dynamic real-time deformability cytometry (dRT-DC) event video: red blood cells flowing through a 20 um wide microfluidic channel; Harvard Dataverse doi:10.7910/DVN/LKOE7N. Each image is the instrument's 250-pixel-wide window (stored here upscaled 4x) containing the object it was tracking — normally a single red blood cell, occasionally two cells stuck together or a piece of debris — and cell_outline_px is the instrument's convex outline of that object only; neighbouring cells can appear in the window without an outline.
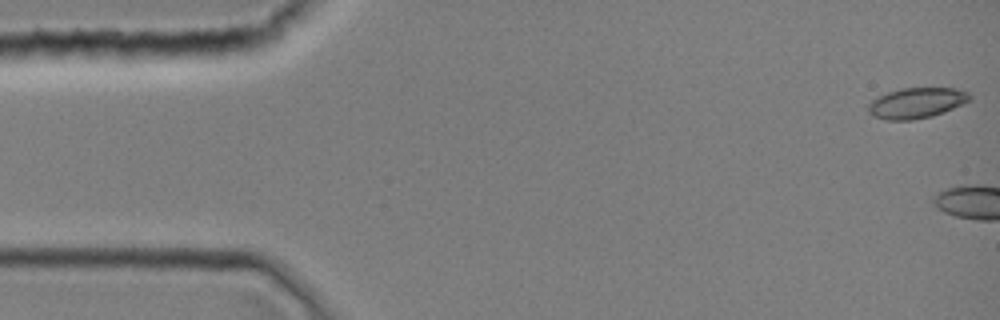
{"species": "common noctule bat (a hibernating species)", "species_latin": "Nyctalus noctula", "temperature_condition": "room temperature", "stored_images_in_passage": 4, "camera_frame_rate_fps": 3000, "um_per_image_px": 0.085, "animal": {"sex": "female", "body_mass_g": 19.0, "forearm_length_mm": 51.5}, "frame": {"image": 1, "passage_image": 1, "time_ms": 0.0, "image_size_px": [1000, 320], "cell_outline_px": [[972, 100], [944, 112], [932, 116], [912, 120], [884, 120], [872, 116], [868, 112], [868, 104], [876, 96], [900, 88], [956, 88], [968, 92], [972, 96]], "centroid_in_image_um": [77.89, 8.75], "position_along_channel_um": 7.1, "area_um2": 18.32}}